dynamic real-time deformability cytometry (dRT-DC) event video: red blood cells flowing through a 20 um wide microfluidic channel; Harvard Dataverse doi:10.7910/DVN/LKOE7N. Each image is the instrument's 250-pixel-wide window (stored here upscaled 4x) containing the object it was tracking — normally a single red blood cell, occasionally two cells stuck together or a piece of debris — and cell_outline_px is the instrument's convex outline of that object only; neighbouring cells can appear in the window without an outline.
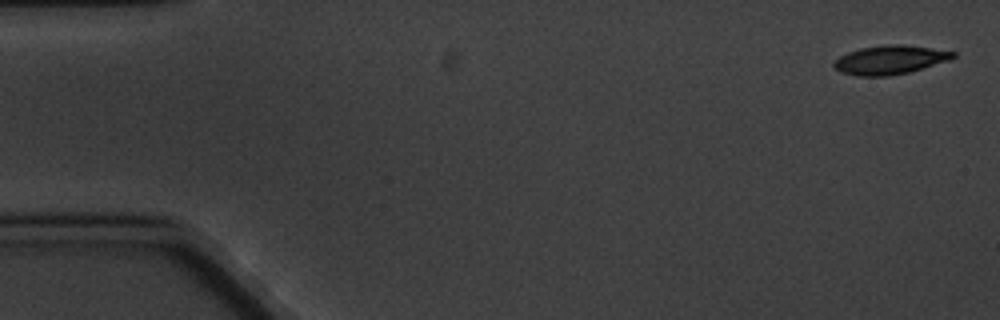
{"species": "common noctule bat (a hibernating species)", "species_latin": "Nyctalus noctula", "temperature_condition": "cold", "stored_images_in_passage": 4, "camera_frame_rate_fps": 3000, "um_per_image_px": 0.085, "animal": {"sex": "male", "body_mass_g": 20.1, "forearm_length_mm": 53.5}, "frame": {"image": 1, "passage_image": 1, "time_ms": 0.0, "image_size_px": [1000, 320], "cell_outline_px": [[956, 56], [948, 60], [908, 72], [888, 76], [856, 76], [840, 72], [832, 64], [840, 56], [848, 52], [860, 48], [884, 44], [900, 44], [956, 52]], "centroid_in_image_um": [75.6, 5.09], "position_along_channel_um": 9.4, "area_um2": 19.77}}